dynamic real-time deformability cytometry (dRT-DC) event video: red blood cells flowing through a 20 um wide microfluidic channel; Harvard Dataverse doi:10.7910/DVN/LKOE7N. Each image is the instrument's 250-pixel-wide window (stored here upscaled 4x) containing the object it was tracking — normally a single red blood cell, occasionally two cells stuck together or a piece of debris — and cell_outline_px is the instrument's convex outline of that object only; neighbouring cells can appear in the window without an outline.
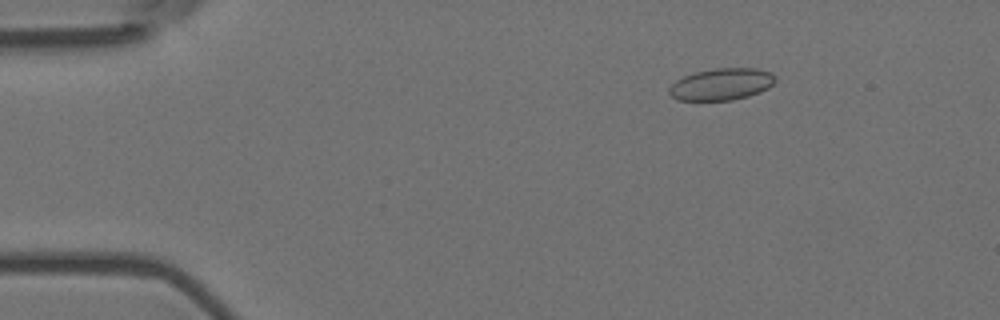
{"species": "Egyptian fruit bat (a non-hibernating species)", "species_latin": "Rousettus aegyptiacus", "temperature_condition": "room temperature", "stored_images_in_passage": 4, "camera_frame_rate_fps": 3000, "um_per_image_px": 0.085, "animal": {"sex": "female"}, "frame": {"image": 1, "passage_image": 2, "time_ms": 0.333, "image_size_px": [1000, 320], "cell_outline_px": [[776, 80], [768, 88], [760, 92], [748, 96], [732, 100], [676, 100], [668, 92], [668, 88], [676, 80], [684, 76], [696, 72], [716, 68], [756, 68], [772, 72], [776, 76]], "centroid_in_image_um": [61.34, 7.15], "position_along_channel_um": 23.7, "area_um2": 19.77}}